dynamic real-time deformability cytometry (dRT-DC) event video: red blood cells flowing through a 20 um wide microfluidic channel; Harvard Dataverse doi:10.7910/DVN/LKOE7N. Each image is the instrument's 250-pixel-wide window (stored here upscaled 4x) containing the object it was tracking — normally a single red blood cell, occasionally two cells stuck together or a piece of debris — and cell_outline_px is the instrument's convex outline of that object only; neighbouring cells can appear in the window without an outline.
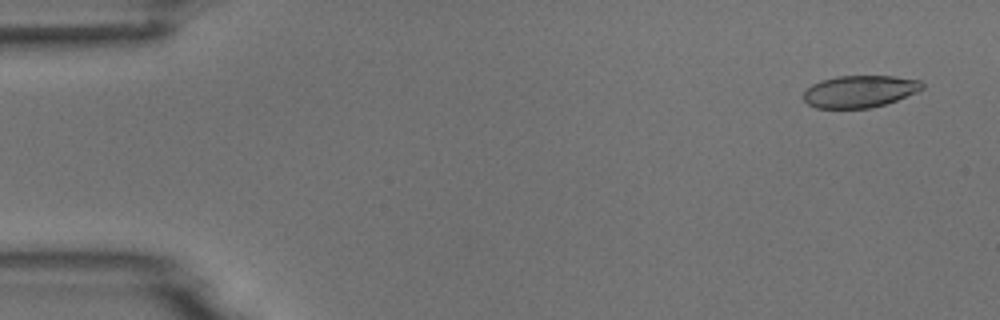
{"species": "common noctule bat (a hibernating species)", "species_latin": "Nyctalus noctula", "temperature_condition": "room temperature", "stored_images_in_passage": 4, "camera_frame_rate_fps": 3000, "um_per_image_px": 0.085, "animal": {"sex": "male", "body_mass_g": 18.8}, "frame": {"image": 1, "passage_image": 1, "time_ms": 0.0, "image_size_px": [1000, 320], "cell_outline_px": [[924, 88], [916, 92], [896, 100], [872, 108], [816, 108], [808, 104], [804, 100], [804, 92], [812, 84], [820, 80], [836, 76], [892, 76], [920, 80], [924, 84]], "centroid_in_image_um": [73.07, 7.76], "position_along_channel_um": 11.9, "area_um2": 22.14}}
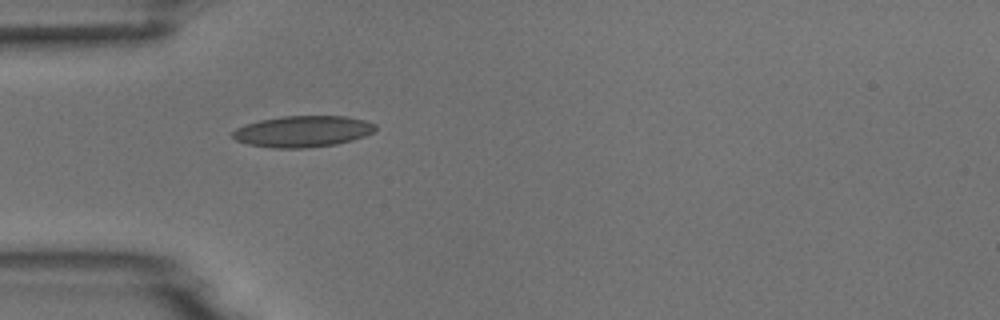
{"frame": {"image": 2, "passage_image": 4, "time_ms": 4.333, "image_size_px": [1000, 320], "cell_outline_px": [[376, 132], [352, 140], [336, 144], [304, 148], [272, 148], [248, 144], [236, 140], [232, 136], [232, 132], [236, 128], [244, 124], [260, 120], [280, 116], [344, 116], [364, 120], [376, 124]], "centroid_in_image_um": [25.73, 11.16], "position_along_channel_um": 59.3, "area_um2": 26.13}}